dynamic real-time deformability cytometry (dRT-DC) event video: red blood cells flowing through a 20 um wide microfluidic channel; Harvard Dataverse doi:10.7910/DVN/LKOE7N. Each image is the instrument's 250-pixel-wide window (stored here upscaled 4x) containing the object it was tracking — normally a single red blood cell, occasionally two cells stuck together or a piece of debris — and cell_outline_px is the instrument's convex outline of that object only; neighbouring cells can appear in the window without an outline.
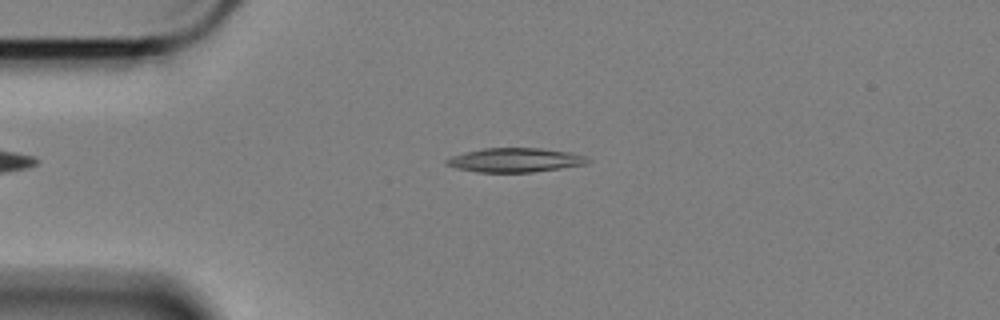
{"species": "Egyptian fruit bat (a non-hibernating species)", "species_latin": "Rousettus aegyptiacus", "temperature_condition": "cold", "stored_images_in_passage": 59, "camera_frame_rate_fps": 3000, "um_per_image_px": 0.085, "animal": {"sex": "female"}, "frame": {"image": 1, "passage_image": 13, "time_ms": 4.0, "image_size_px": [1000, 320], "cell_outline_px": [[592, 160], [584, 164], [560, 168], [532, 172], [480, 172], [456, 168], [444, 164], [444, 160], [452, 156], [464, 152], [484, 148], [540, 148], [568, 152], [584, 156]], "centroid_in_image_um": [43.73, 13.6], "position_along_channel_um": 41.3, "area_um2": 19.71}}
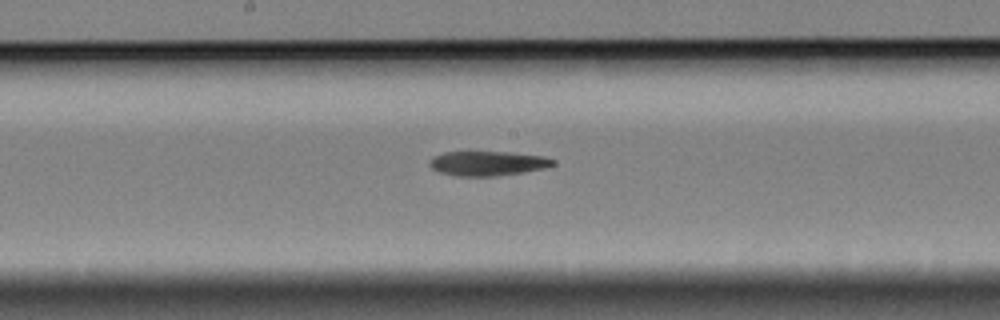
{"frame": {"image": 2, "passage_image": 30, "time_ms": 9.667, "image_size_px": [1000, 320], "cell_outline_px": [[556, 164], [544, 168], [496, 176], [456, 176], [440, 172], [432, 168], [428, 164], [432, 156], [444, 152], [508, 152], [544, 156], [556, 160]], "centroid_in_image_um": [41.44, 13.88], "position_along_channel_um": 206.8, "area_um2": 17.63}}
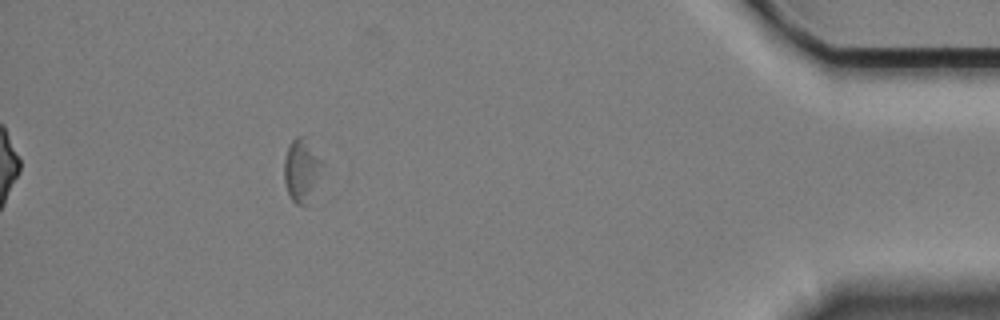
{"frame": {"image": 3, "passage_image": 53, "time_ms": 17.333, "image_size_px": [1000, 320], "cell_outline_px": [[324, 172], [304, 204], [296, 204], [292, 200], [288, 192], [284, 180], [284, 160], [288, 144], [296, 136], [300, 136], [324, 160]], "centroid_in_image_um": [25.65, 14.43], "position_along_channel_um": 409.6, "area_um2": 13.76}, "authors_computed_cell_mechanics": {"area_um2": 18.6116, "velocity_mm_per_s": 3.3211, "shape_relaxation_time_tau1_ms": 1.6802, "shape_relaxation_time_tau2_ms": null, "deformation_change_tau1": 0.1068, "deformation_change_tau2": null}}